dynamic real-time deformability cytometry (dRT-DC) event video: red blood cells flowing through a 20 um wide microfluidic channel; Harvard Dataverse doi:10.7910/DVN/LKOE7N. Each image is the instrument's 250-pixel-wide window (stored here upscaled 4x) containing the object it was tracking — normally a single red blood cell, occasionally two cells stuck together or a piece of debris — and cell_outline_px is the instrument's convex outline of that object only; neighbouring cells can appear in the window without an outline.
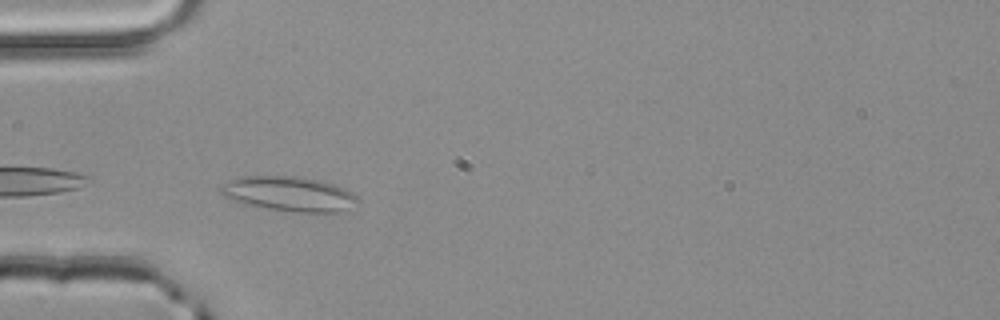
{"species": "common noctule bat (a hibernating species)", "species_latin": "Nyctalus noctula", "temperature_condition": "room temperature", "stored_images_in_passage": 4, "camera_frame_rate_fps": 3000, "um_per_image_px": 0.085, "animal": {"sex": "male", "body_mass_g": 20.4}, "frame": {"image": 1, "passage_image": 1, "time_ms": 0.0, "image_size_px": [1000, 320], "cell_outline_px": [[360, 204], [336, 212], [292, 212], [244, 204], [224, 196], [216, 188], [228, 180], [244, 176], [296, 176], [320, 180], [336, 184], [352, 192], [360, 200]], "centroid_in_image_um": [24.58, 16.47], "position_along_channel_um": 60.4, "area_um2": 27.98}}